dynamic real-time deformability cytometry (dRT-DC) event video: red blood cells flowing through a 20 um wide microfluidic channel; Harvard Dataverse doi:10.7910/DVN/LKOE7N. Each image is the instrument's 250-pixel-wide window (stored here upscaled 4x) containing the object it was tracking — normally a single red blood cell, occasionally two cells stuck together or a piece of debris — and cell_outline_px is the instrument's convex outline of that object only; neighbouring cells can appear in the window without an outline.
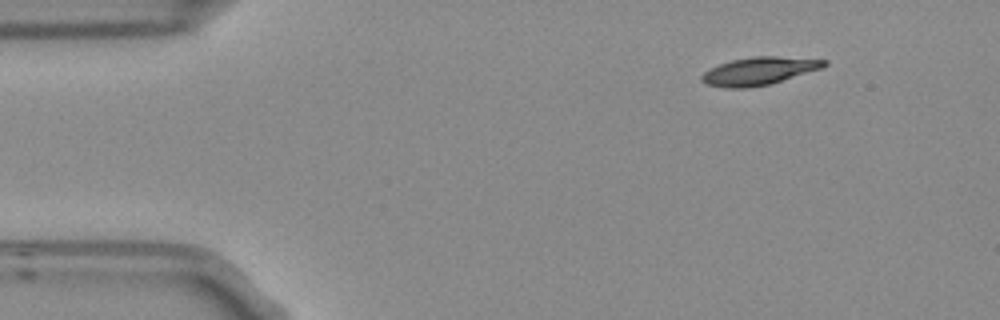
{"species": "Egyptian fruit bat (a non-hibernating species)", "species_latin": "Rousettus aegyptiacus", "temperature_condition": "room temperature", "stored_images_in_passage": 3, "camera_frame_rate_fps": 3000, "um_per_image_px": 0.085, "frame": {"image": 1, "passage_image": 1, "time_ms": 0.0, "image_size_px": [1000, 320], "cell_outline_px": [[828, 64], [824, 68], [768, 84], [748, 88], [724, 88], [704, 84], [700, 80], [700, 76], [708, 68], [732, 60], [752, 56], [776, 56], [828, 60]], "centroid_in_image_um": [64.49, 6.04], "position_along_channel_um": 20.5, "area_um2": 20.0}}